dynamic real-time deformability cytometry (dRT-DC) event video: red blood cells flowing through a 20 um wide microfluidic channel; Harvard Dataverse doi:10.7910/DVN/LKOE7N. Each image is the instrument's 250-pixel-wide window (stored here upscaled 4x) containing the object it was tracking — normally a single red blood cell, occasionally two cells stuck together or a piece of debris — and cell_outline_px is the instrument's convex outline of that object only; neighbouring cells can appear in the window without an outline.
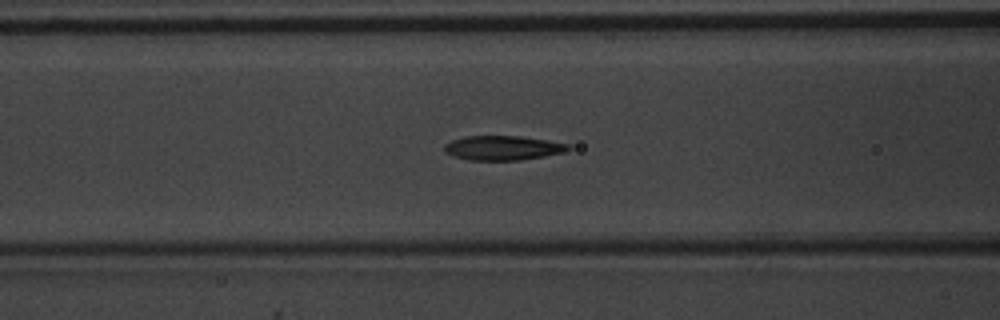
{"species": "common noctule bat (a hibernating species)", "species_latin": "Nyctalus noctula", "temperature_condition": "warm", "stored_images_in_passage": 52, "camera_frame_rate_fps": 3000, "um_per_image_px": 0.085, "animal": {"sex": "male", "body_mass_g": 20.1, "forearm_length_mm": 53.5}, "frame": {"image": 1, "passage_image": 21, "time_ms": 6.667, "image_size_px": [1000, 320], "cell_outline_px": [[572, 148], [564, 152], [544, 156], [520, 160], [468, 160], [452, 156], [444, 152], [444, 144], [452, 140], [464, 136], [520, 136], [548, 140], [572, 144]], "centroid_in_image_um": [42.75, 12.57], "position_along_channel_um": 123.9, "area_um2": 17.86}}
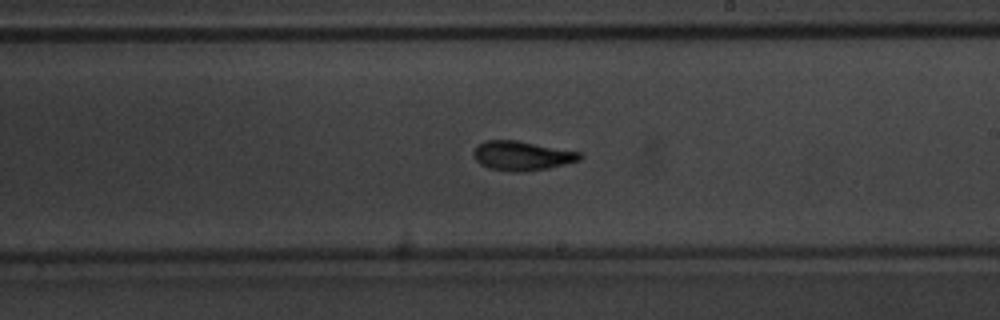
{"frame": {"image": 2, "passage_image": 30, "time_ms": 9.667, "image_size_px": [1000, 320], "cell_outline_px": [[584, 156], [580, 160], [548, 168], [524, 172], [512, 172], [492, 168], [480, 164], [476, 160], [472, 152], [484, 140], [516, 140], [580, 152]], "centroid_in_image_um": [44.37, 13.24], "position_along_channel_um": 244.6, "area_um2": 18.03}}
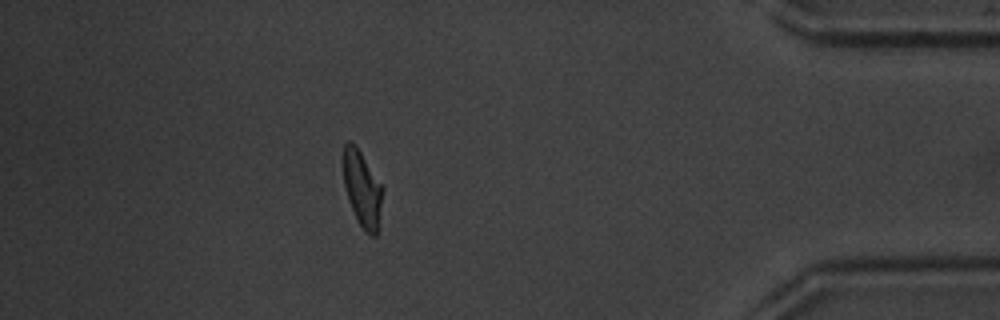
{"frame": {"image": 3, "passage_image": 45, "time_ms": 14.667, "image_size_px": [1000, 320], "cell_outline_px": [[384, 188], [376, 236], [372, 236], [364, 232], [348, 200], [344, 184], [340, 164], [344, 144], [348, 140], [352, 140], [356, 144]], "centroid_in_image_um": [30.75, 15.95], "position_along_channel_um": 404.5, "area_um2": 17.86}, "authors_computed_cell_mechanics": {"area_um2": 17.6579, "velocity_mm_per_s": 4.0275, "shape_relaxation_time_tau1_ms": 3.3643, "shape_relaxation_time_tau2_ms": 1.7979, "deformation_change_tau1": 0.1782, "deformation_change_tau2": 0.0876}}